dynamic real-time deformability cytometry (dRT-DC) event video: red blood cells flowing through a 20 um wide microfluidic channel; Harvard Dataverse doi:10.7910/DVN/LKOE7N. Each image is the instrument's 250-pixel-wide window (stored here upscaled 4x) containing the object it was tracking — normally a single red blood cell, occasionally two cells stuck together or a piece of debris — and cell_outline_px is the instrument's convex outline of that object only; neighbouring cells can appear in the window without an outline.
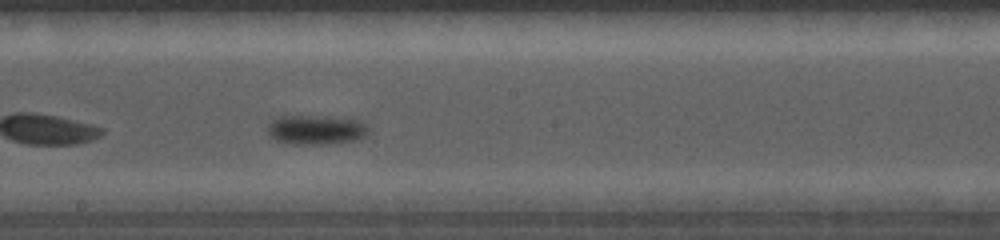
{"species": "common noctule bat (a hibernating species)", "species_latin": "Nyctalus noctula", "temperature_condition": "cold", "stored_images_in_passage": 22, "camera_frame_rate_fps": 5000, "um_per_image_px": 0.085, "animal": {"sex": "female", "body_mass_g": 19.0, "forearm_length_mm": 56.7}, "frame": {"image": 1, "passage_image": 10, "time_ms": 4.0, "image_size_px": [1000, 240], "cell_outline_px": [[372, 132], [360, 140], [328, 144], [296, 144], [276, 140], [268, 132], [268, 124], [272, 120], [280, 116], [328, 116], [360, 120]], "centroid_in_image_um": [26.94, 11.03], "position_along_channel_um": 221.3, "area_um2": 17.51}}
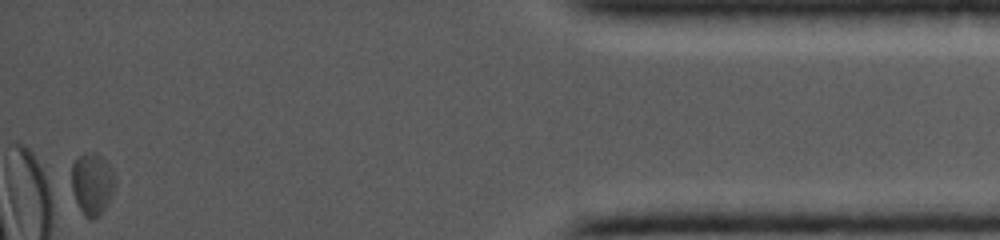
{"frame": {"image": 2, "passage_image": 22, "time_ms": 10.0, "image_size_px": [1000, 240], "cell_outline_px": [[116, 180], [112, 192], [104, 208], [92, 220], [84, 216], [76, 200], [72, 188], [72, 164], [80, 156], [92, 152], [100, 156], [108, 164]], "centroid_in_image_um": [7.82, 15.62], "position_along_channel_um": 427.4, "area_um2": 15.03}}